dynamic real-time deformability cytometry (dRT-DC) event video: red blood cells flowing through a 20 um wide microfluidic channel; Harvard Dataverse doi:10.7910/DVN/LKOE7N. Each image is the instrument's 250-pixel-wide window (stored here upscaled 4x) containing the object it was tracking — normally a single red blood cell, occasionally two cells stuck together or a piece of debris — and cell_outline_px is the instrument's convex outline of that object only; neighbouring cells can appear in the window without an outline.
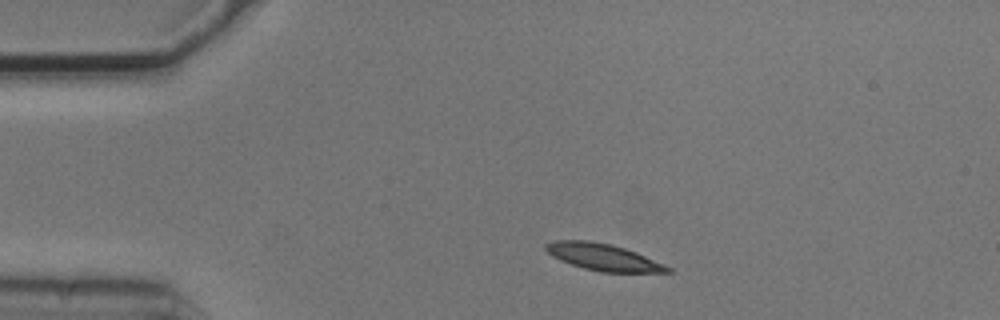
{"species": "common noctule bat (a hibernating species)", "species_latin": "Nyctalus noctula", "temperature_condition": "cold", "stored_images_in_passage": 3, "camera_frame_rate_fps": 3000, "um_per_image_px": 0.085, "animal": {"sex": "male", "body_mass_g": 20.5, "forearm_length_mm": 52.5}, "frame": {"image": 1, "passage_image": 1, "time_ms": 0.0, "image_size_px": [1000, 320], "cell_outline_px": [[672, 272], [600, 272], [584, 268], [560, 260], [552, 256], [544, 248], [544, 244], [556, 240], [588, 240], [612, 244], [636, 252], [664, 264], [672, 268]], "centroid_in_image_um": [51.26, 21.84], "position_along_channel_um": 33.7, "area_um2": 18.96}}
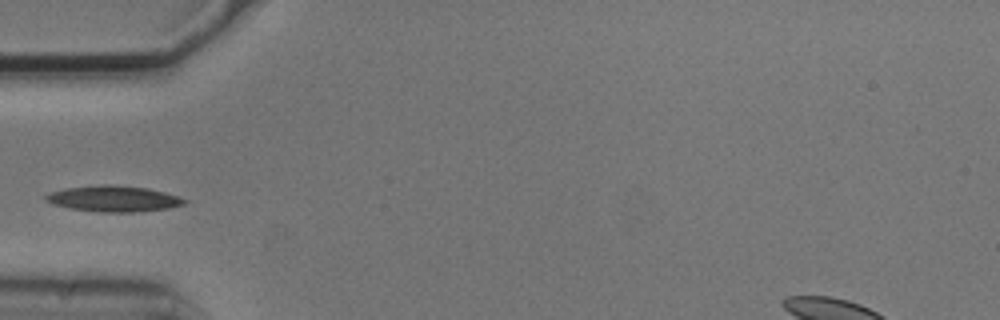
{"frame": {"image": 2, "passage_image": 3, "time_ms": 0.667, "image_size_px": [1000, 320], "cell_outline_px": [[188, 200], [184, 204], [168, 208], [136, 212], [100, 212], [72, 208], [52, 204], [44, 200], [44, 196], [52, 192], [64, 188], [104, 184], [112, 184], [148, 188], [180, 196]], "centroid_in_image_um": [9.67, 16.88], "position_along_channel_um": 75.3, "area_um2": 20.98}}